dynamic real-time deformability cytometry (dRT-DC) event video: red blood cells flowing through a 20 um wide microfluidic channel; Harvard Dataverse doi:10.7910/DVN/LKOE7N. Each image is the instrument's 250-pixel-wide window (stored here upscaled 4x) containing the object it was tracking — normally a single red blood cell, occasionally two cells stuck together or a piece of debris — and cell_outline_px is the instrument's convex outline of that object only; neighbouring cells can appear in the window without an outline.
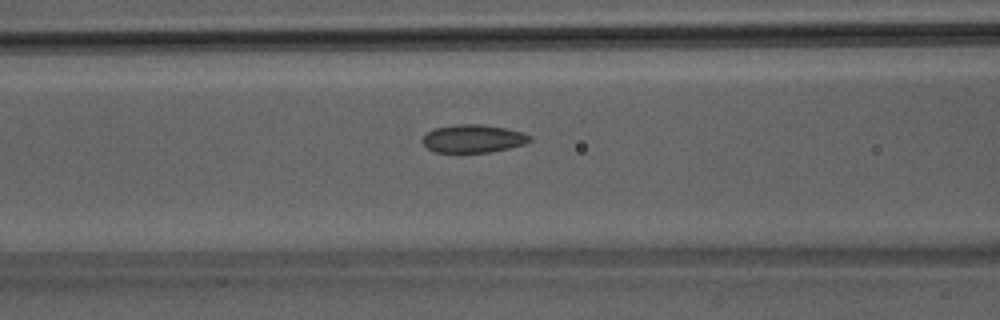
{"species": "Egyptian fruit bat (a non-hibernating species)", "species_latin": "Rousettus aegyptiacus", "temperature_condition": "room temperature", "stored_images_in_passage": 36, "camera_frame_rate_fps": 3000, "um_per_image_px": 0.085, "animal": {"sex": "male"}, "frame": {"image": 1, "passage_image": 8, "time_ms": 2.333, "image_size_px": [1000, 320], "cell_outline_px": [[532, 140], [524, 144], [492, 152], [436, 152], [428, 148], [420, 140], [428, 132], [436, 128], [460, 124], [480, 124], [508, 128], [524, 132], [532, 136]], "centroid_in_image_um": [40.27, 11.78], "position_along_channel_um": 126.3, "area_um2": 17.51}}
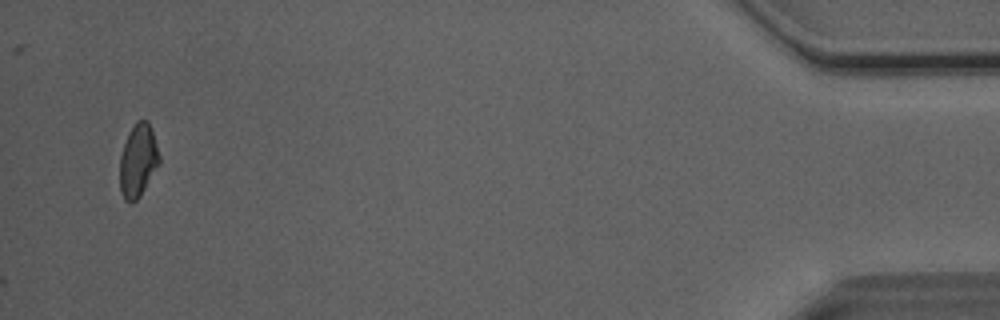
{"frame": {"image": 2, "passage_image": 36, "time_ms": 11.667, "image_size_px": [1000, 320], "cell_outline_px": [[160, 164], [140, 196], [132, 204], [128, 204], [124, 200], [120, 192], [120, 156], [128, 132], [136, 120], [148, 120], [152, 128], [160, 156]], "centroid_in_image_um": [11.74, 13.66], "position_along_channel_um": 423.5, "area_um2": 17.17}, "authors_computed_cell_mechanics": {"area_um2": 17.34, "velocity_mm_per_s": 4.0746, "shape_relaxation_time_tau1_ms": 5.7665, "shape_relaxation_time_tau2_ms": 1.7612, "deformation_change_tau1": 0.1142, "deformation_change_tau2": 0.0687}}